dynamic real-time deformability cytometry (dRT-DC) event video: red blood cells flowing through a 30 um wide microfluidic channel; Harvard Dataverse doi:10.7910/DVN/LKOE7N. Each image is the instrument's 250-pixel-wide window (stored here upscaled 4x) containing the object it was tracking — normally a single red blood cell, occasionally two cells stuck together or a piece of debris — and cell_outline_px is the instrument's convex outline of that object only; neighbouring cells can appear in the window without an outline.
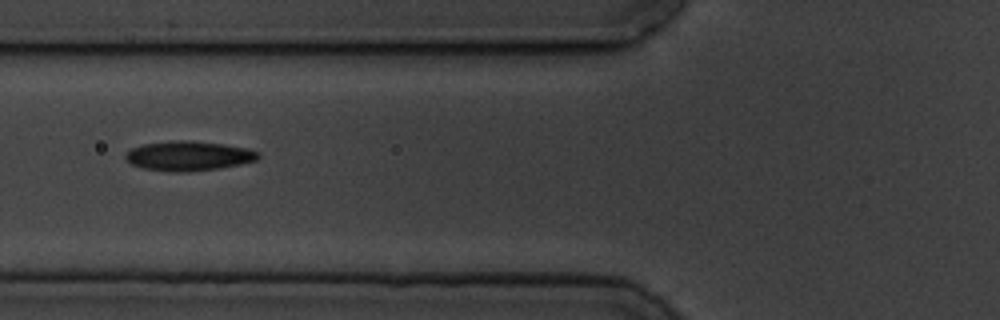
{"species": "common noctule bat (a hibernating species)", "species_latin": "Nyctalus noctula", "temperature_condition": "cold", "stored_images_in_passage": 11, "camera_frame_rate_fps": 3000, "um_per_image_px": 0.085, "animal": {"sex": "male", "body_mass_g": 19.5, "forearm_length_mm": 54.6}, "frame": {"image": 1, "passage_image": 6, "time_ms": 6.667, "image_size_px": [1000, 320], "cell_outline_px": [[260, 156], [256, 160], [240, 164], [220, 168], [188, 172], [172, 172], [144, 168], [132, 164], [124, 156], [132, 148], [144, 144], [176, 140], [184, 140], [224, 144], [248, 148], [260, 152]], "centroid_in_image_um": [16.07, 13.25], "position_along_channel_um": 109.7, "area_um2": 22.77}}
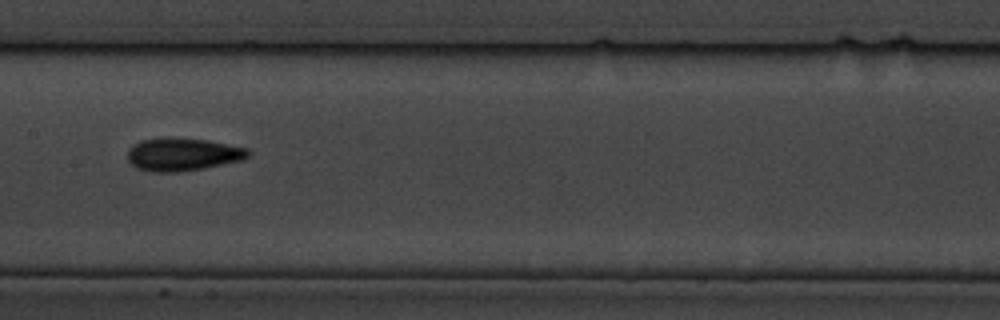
{"frame": {"image": 2, "passage_image": 8, "time_ms": 9.0, "image_size_px": [1000, 320], "cell_outline_px": [[252, 152], [244, 160], [204, 168], [180, 172], [152, 172], [136, 168], [128, 160], [128, 148], [140, 140], [208, 140], [248, 148]], "centroid_in_image_um": [15.58, 13.17], "position_along_channel_um": 191.8, "area_um2": 22.6}}
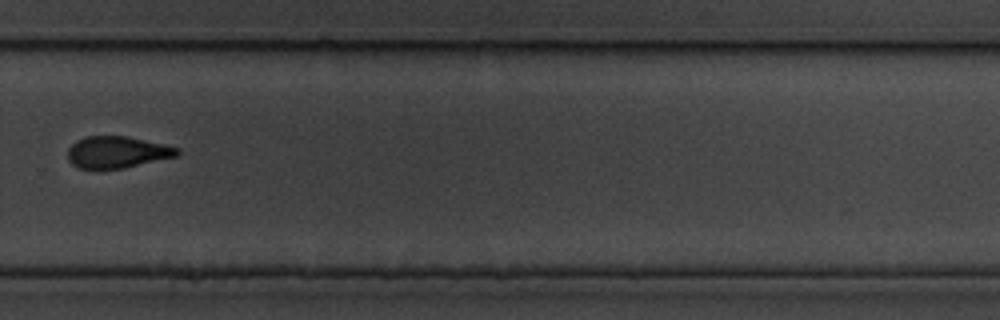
{"frame": {"image": 3, "passage_image": 11, "time_ms": 12.667, "image_size_px": [1000, 320], "cell_outline_px": [[180, 152], [176, 156], [124, 168], [76, 168], [68, 160], [68, 148], [76, 140], [84, 136], [128, 136], [180, 148]], "centroid_in_image_um": [9.93, 12.92], "position_along_channel_um": 319.9, "area_um2": 20.17}}